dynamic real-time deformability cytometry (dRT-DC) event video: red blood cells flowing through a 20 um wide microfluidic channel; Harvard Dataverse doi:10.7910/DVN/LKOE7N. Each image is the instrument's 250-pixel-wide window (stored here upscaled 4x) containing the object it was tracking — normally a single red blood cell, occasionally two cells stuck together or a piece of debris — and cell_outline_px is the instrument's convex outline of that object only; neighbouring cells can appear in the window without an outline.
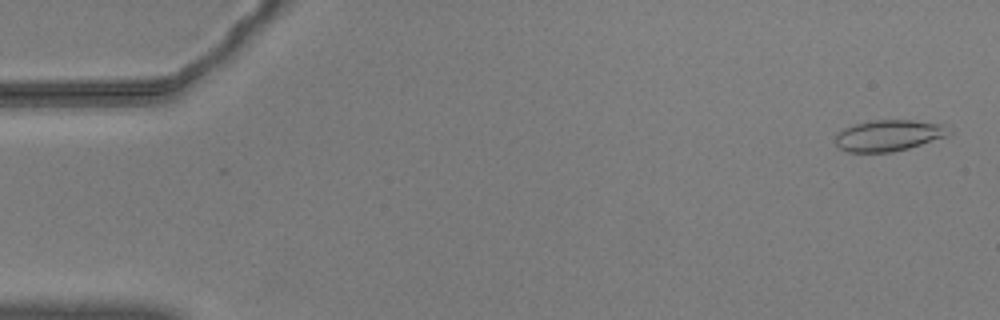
{"species": "common noctule bat (a hibernating species)", "species_latin": "Nyctalus noctula", "temperature_condition": "warm", "stored_images_in_passage": 4, "camera_frame_rate_fps": 3000, "um_per_image_px": 0.085, "animal": {"sex": "male", "body_mass_g": 20.5, "forearm_length_mm": 52.5}, "frame": {"image": 1, "passage_image": 1, "time_ms": 0.0, "image_size_px": [1000, 320], "cell_outline_px": [[952, 132], [944, 136], [908, 148], [892, 152], [848, 152], [840, 148], [836, 144], [836, 132], [844, 128], [856, 124], [872, 120], [912, 120], [940, 124], [952, 128]], "centroid_in_image_um": [75.51, 11.51], "position_along_channel_um": 9.5, "area_um2": 20.4}}